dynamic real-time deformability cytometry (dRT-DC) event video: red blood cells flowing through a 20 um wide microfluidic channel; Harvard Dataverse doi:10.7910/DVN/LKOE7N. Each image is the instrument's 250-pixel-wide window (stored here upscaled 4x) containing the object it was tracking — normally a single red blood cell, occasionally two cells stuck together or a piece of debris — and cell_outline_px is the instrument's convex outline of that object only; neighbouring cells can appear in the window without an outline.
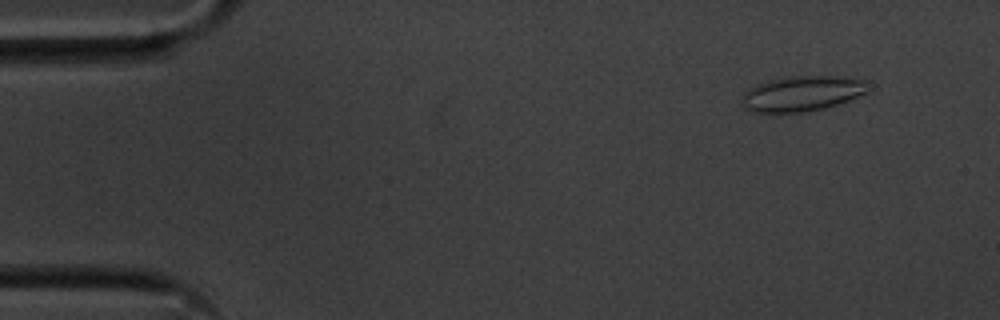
{"species": "common noctule bat (a hibernating species)", "species_latin": "Nyctalus noctula", "temperature_condition": "cold", "stored_images_in_passage": 51, "camera_frame_rate_fps": 3000, "um_per_image_px": 0.085, "animal": {"sex": "male", "body_mass_g": 20.1, "forearm_length_mm": 53.5}, "frame": {"image": 1, "passage_image": 3, "time_ms": 0.667, "image_size_px": [1000, 320], "cell_outline_px": [[872, 92], [824, 108], [804, 112], [752, 112], [744, 108], [740, 104], [740, 100], [744, 92], [756, 84], [768, 80], [784, 76], [836, 76], [864, 80]], "centroid_in_image_um": [68.15, 7.95], "position_along_channel_um": 16.9, "area_um2": 26.24}}
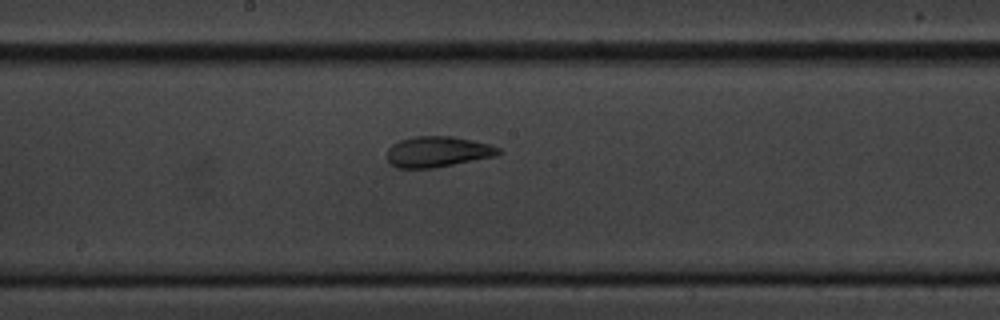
{"frame": {"image": 2, "passage_image": 27, "time_ms": 8.667, "image_size_px": [1000, 320], "cell_outline_px": [[500, 152], [496, 156], [432, 168], [396, 168], [388, 160], [388, 148], [392, 144], [400, 140], [412, 136], [452, 136], [472, 140], [488, 144], [500, 148]], "centroid_in_image_um": [37.18, 12.89], "position_along_channel_um": 211.0, "area_um2": 19.83}}
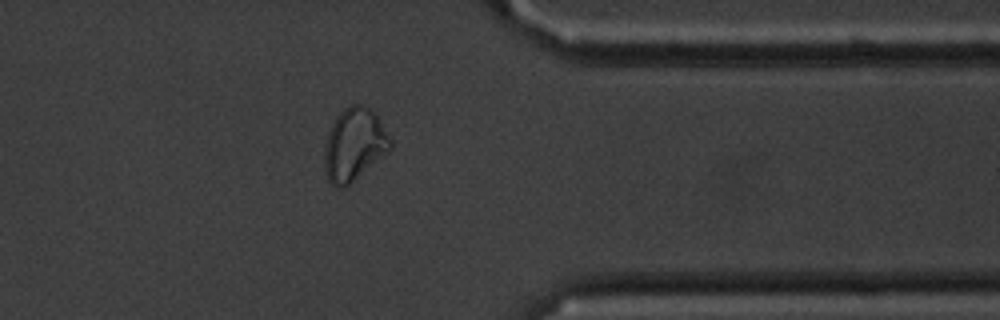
{"frame": {"image": 3, "passage_image": 42, "time_ms": 13.667, "image_size_px": [1000, 320], "cell_outline_px": [[392, 148], [388, 152], [344, 188], [336, 188], [328, 180], [324, 168], [324, 152], [328, 136], [332, 124], [336, 116], [348, 104], [360, 104], [372, 108], [376, 112], [392, 140]], "centroid_in_image_um": [30.13, 12.26], "position_along_channel_um": 381.3, "area_um2": 28.03}}